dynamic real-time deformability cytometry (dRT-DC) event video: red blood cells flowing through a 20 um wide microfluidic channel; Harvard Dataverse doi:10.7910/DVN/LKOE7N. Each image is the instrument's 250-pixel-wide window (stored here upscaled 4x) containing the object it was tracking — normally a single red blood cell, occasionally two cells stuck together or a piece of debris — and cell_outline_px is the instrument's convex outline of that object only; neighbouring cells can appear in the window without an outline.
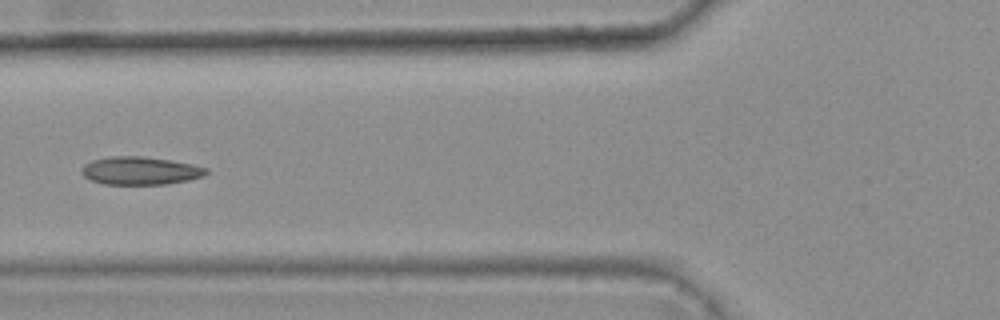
{"species": "common noctule bat (a hibernating species)", "species_latin": "Nyctalus noctula", "temperature_condition": "warm", "stored_images_in_passage": 6, "camera_frame_rate_fps": 3000, "um_per_image_px": 0.085, "animal": {"sex": "female", "body_mass_g": 25.1}, "frame": {"image": 1, "passage_image": 5, "time_ms": 1.333, "image_size_px": [1000, 320], "cell_outline_px": [[208, 172], [204, 176], [188, 180], [164, 184], [104, 184], [92, 180], [84, 176], [80, 172], [80, 168], [84, 164], [92, 160], [108, 156], [140, 156], [168, 160], [192, 164], [208, 168]], "centroid_in_image_um": [11.89, 14.5], "position_along_channel_um": 113.9, "area_um2": 20.29}}
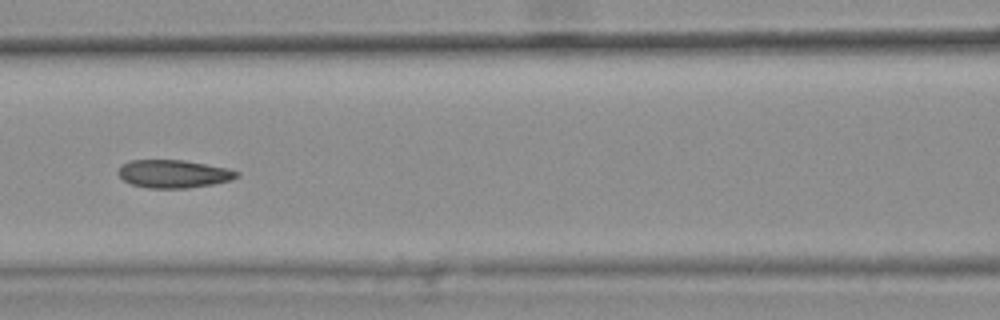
{"frame": {"image": 2, "passage_image": 6, "time_ms": 1.667, "image_size_px": [1000, 320], "cell_outline_px": [[240, 176], [232, 180], [212, 184], [188, 188], [148, 188], [132, 184], [124, 180], [116, 172], [120, 164], [132, 160], [184, 160], [228, 168], [240, 172]], "centroid_in_image_um": [14.76, 14.77], "position_along_channel_um": 151.8, "area_um2": 19.48}}